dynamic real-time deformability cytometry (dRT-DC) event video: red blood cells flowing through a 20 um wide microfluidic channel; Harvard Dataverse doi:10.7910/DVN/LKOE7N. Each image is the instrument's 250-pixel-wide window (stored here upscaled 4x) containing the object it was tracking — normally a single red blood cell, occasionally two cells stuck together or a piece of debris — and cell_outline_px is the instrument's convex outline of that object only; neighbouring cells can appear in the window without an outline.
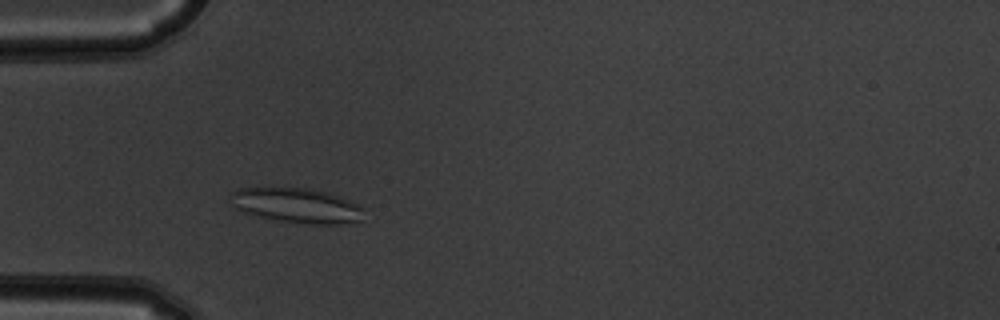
{"species": "common noctule bat (a hibernating species)", "species_latin": "Nyctalus noctula", "temperature_condition": "warm", "stored_images_in_passage": 42, "camera_frame_rate_fps": 3000, "um_per_image_px": 0.085, "animal": {"sex": "male", "body_mass_g": 19.5, "forearm_length_mm": 54.6}, "frame": {"image": 1, "passage_image": 5, "time_ms": 1.333, "image_size_px": [1000, 320], "cell_outline_px": [[368, 208], [360, 220], [336, 224], [308, 224], [280, 220], [260, 216], [244, 212], [236, 208], [228, 200], [228, 196], [232, 192], [240, 188], [308, 188], [328, 192], [340, 196]], "centroid_in_image_um": [25.26, 17.45], "position_along_channel_um": 59.7, "area_um2": 27.17}}
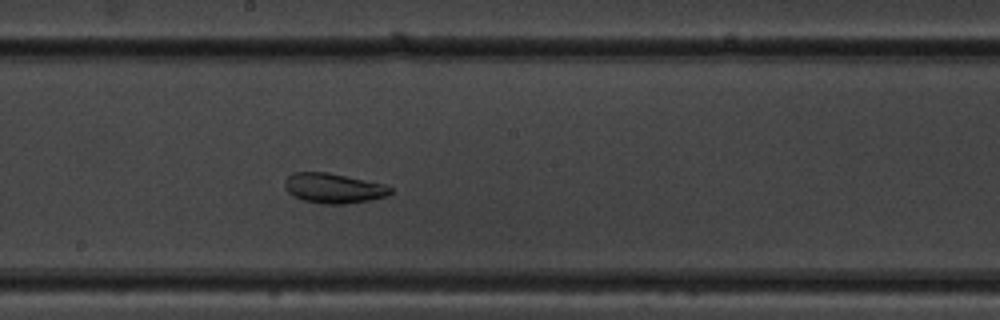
{"frame": {"image": 2, "passage_image": 18, "time_ms": 5.667, "image_size_px": [1000, 320], "cell_outline_px": [[392, 192], [388, 196], [348, 204], [324, 204], [304, 200], [292, 196], [284, 188], [284, 180], [292, 172], [328, 172], [384, 184], [392, 188]], "centroid_in_image_um": [28.32, 15.99], "position_along_channel_um": 219.9, "area_um2": 18.55}}
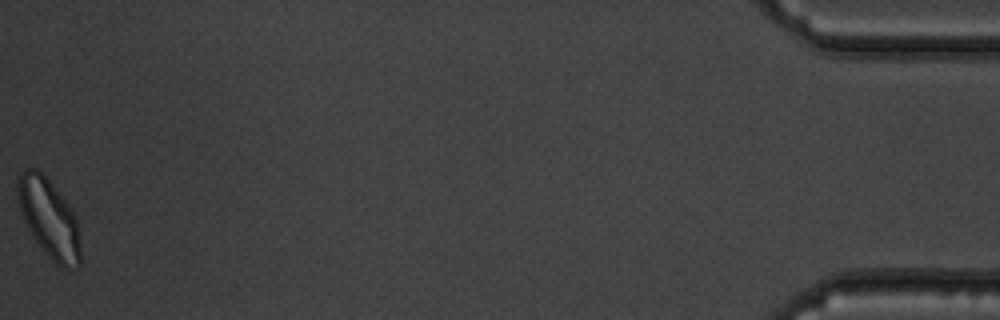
{"frame": {"image": 3, "passage_image": 42, "time_ms": 13.667, "image_size_px": [1000, 320], "cell_outline_px": [[80, 268], [64, 268], [56, 264], [52, 260], [32, 236], [24, 220], [16, 196], [16, 176], [24, 168], [36, 168], [48, 180], [68, 204], [76, 220], [80, 232]], "centroid_in_image_um": [4.15, 18.55], "position_along_channel_um": 431.1, "area_um2": 28.84}, "authors_computed_cell_mechanics": {"area_um2": 21.5594, "velocity_mm_per_s": 3.7953, "shape_relaxation_time_tau1_ms": null, "shape_relaxation_time_tau2_ms": 2.3572, "deformation_change_tau1": null, "deformation_change_tau2": 0.082}}